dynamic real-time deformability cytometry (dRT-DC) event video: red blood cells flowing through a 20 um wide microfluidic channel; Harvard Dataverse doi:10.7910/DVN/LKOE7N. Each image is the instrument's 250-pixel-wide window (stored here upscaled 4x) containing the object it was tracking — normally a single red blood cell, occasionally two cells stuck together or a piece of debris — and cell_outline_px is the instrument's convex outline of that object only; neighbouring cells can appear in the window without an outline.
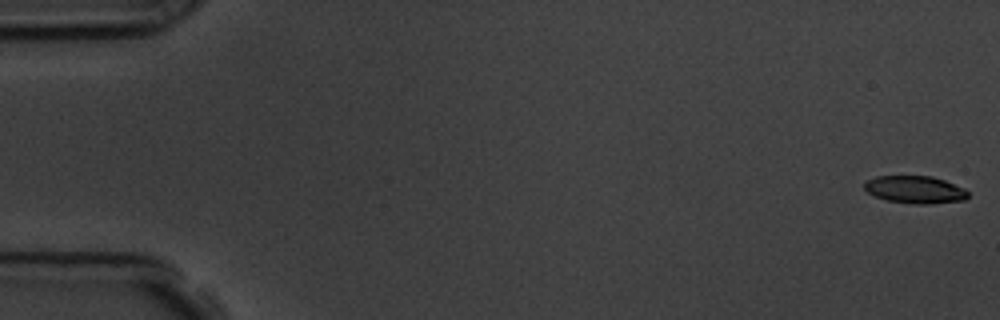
{"species": "common noctule bat (a hibernating species)", "species_latin": "Nyctalus noctula", "temperature_condition": "room temperature", "stored_images_in_passage": 57, "camera_frame_rate_fps": 3000, "um_per_image_px": 0.085, "animal": {"sex": "male", "body_mass_g": 19.5, "forearm_length_mm": 54.6}, "frame": {"image": 1, "passage_image": 1, "time_ms": 0.0, "image_size_px": [1000, 320], "cell_outline_px": [[968, 196], [964, 200], [932, 204], [912, 204], [888, 200], [876, 196], [868, 192], [864, 188], [864, 184], [868, 180], [876, 176], [932, 176], [944, 180], [964, 188], [968, 192]], "centroid_in_image_um": [77.8, 16.12], "position_along_channel_um": 7.2, "area_um2": 16.53}}
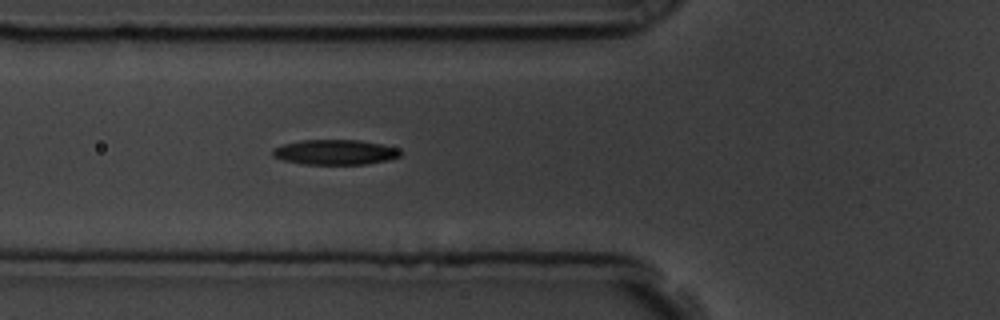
{"frame": {"image": 2, "passage_image": 21, "time_ms": 6.667, "image_size_px": [1000, 320], "cell_outline_px": [[404, 152], [400, 156], [388, 160], [364, 164], [304, 164], [284, 160], [272, 156], [272, 148], [284, 144], [300, 140], [360, 140], [400, 148]], "centroid_in_image_um": [28.51, 12.93], "position_along_channel_um": 97.3, "area_um2": 18.73}}
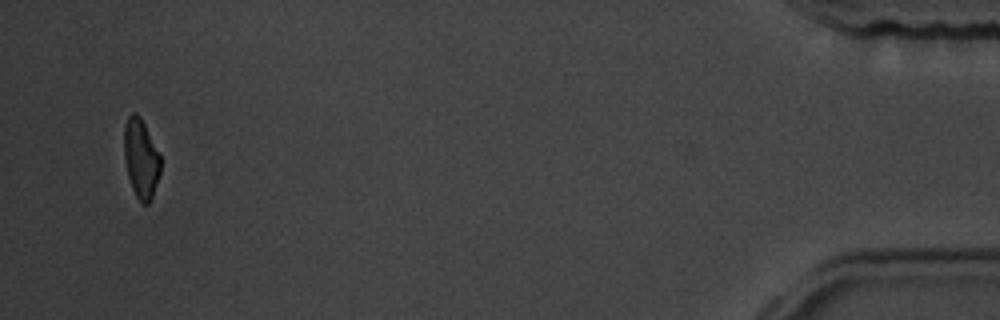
{"frame": {"image": 3, "passage_image": 55, "time_ms": 18.0, "image_size_px": [1000, 320], "cell_outline_px": [[160, 172], [152, 196], [148, 204], [140, 204], [132, 188], [128, 176], [124, 156], [124, 124], [128, 116], [132, 112], [136, 112], [140, 116], [160, 152]], "centroid_in_image_um": [11.98, 13.44], "position_along_channel_um": 423.2, "area_um2": 16.94}, "authors_computed_cell_mechanics": {"area_um2": 18.1492, "velocity_mm_per_s": 3.6107, "shape_relaxation_time_tau1_ms": 6.2757, "shape_relaxation_time_tau2_ms": null, "deformation_change_tau1": 0.1834, "deformation_change_tau2": null}}